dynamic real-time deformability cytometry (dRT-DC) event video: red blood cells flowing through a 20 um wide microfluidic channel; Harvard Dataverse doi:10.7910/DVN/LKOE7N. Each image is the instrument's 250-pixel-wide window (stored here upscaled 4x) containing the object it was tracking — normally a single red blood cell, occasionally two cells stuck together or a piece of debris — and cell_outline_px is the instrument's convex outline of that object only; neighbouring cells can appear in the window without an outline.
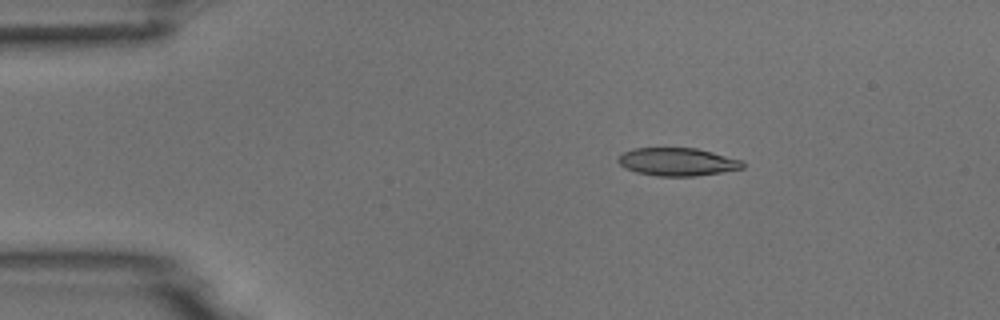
{"species": "common noctule bat (a hibernating species)", "species_latin": "Nyctalus noctula", "temperature_condition": "room temperature", "stored_images_in_passage": 5, "camera_frame_rate_fps": 3000, "um_per_image_px": 0.085, "animal": {"sex": "male", "body_mass_g": 18.8}, "frame": {"image": 1, "passage_image": 3, "time_ms": 0.667, "image_size_px": [1000, 320], "cell_outline_px": [[744, 168], [696, 176], [656, 176], [636, 172], [624, 168], [616, 160], [624, 152], [632, 148], [696, 148], [712, 152], [740, 160], [744, 164]], "centroid_in_image_um": [57.54, 13.76], "position_along_channel_um": 27.5, "area_um2": 20.17}}